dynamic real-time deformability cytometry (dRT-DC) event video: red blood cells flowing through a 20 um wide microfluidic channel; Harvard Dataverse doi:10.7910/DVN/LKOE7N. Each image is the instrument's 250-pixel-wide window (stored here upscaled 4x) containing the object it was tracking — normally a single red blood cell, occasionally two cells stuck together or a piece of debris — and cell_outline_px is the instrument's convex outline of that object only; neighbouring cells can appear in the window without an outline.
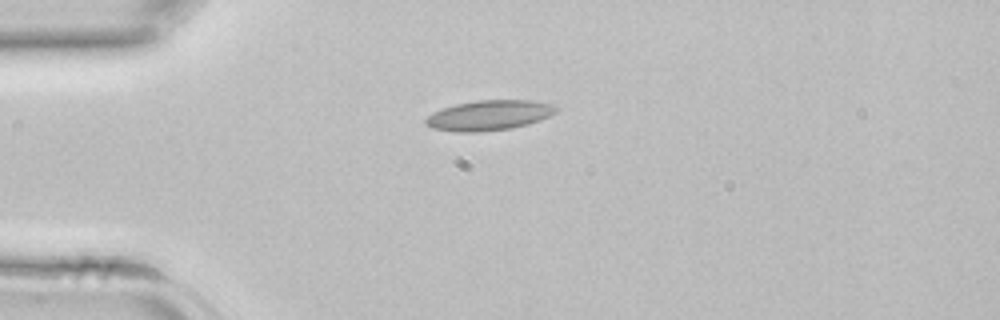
{"species": "common noctule bat (a hibernating species)", "species_latin": "Nyctalus noctula", "temperature_condition": "room temperature", "stored_images_in_passage": 32, "camera_frame_rate_fps": 3000, "um_per_image_px": 0.085, "animal": {"sex": "female", "body_mass_g": 22.7, "forearm_length_mm": 54.2}, "frame": {"image": 1, "passage_image": 1, "time_ms": 0.0, "image_size_px": [1000, 320], "cell_outline_px": [[560, 108], [556, 112], [540, 120], [528, 124], [512, 128], [480, 132], [456, 132], [432, 128], [424, 124], [424, 120], [432, 112], [456, 104], [476, 100], [532, 100], [552, 104]], "centroid_in_image_um": [41.57, 9.8], "position_along_channel_um": 43.4, "area_um2": 23.0}}
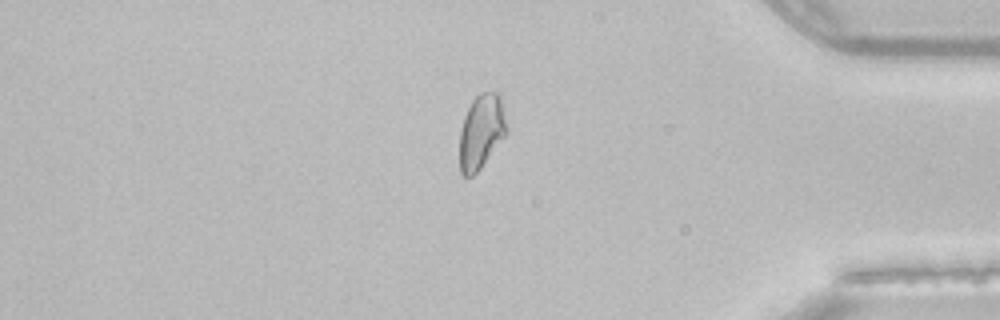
{"frame": {"image": 2, "passage_image": 26, "time_ms": 8.333, "image_size_px": [1000, 320], "cell_outline_px": [[504, 136], [480, 168], [472, 176], [464, 176], [460, 172], [460, 128], [464, 116], [472, 100], [480, 92], [496, 92], [500, 96], [504, 120]], "centroid_in_image_um": [40.85, 11.18], "position_along_channel_um": 394.4, "area_um2": 19.71}}